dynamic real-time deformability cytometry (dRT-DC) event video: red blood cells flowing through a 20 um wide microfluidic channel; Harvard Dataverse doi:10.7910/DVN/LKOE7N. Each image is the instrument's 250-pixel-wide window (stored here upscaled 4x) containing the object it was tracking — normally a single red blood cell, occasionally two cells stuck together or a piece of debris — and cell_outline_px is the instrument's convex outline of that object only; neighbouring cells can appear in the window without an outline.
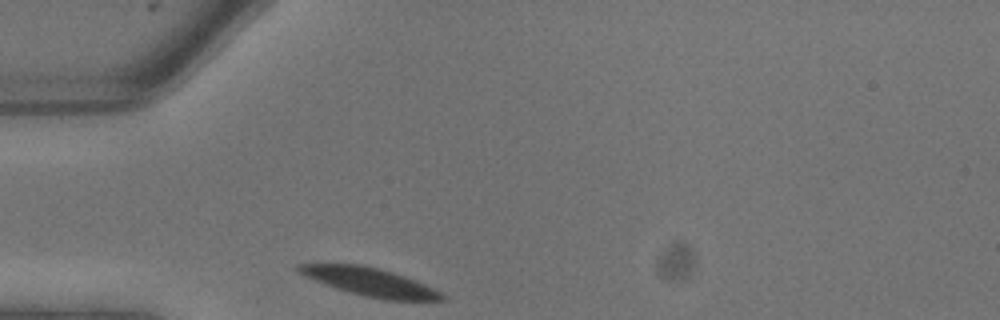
{"species": "common noctule bat (a hibernating species)", "species_latin": "Nyctalus noctula", "temperature_condition": "warm", "stored_images_in_passage": 3, "camera_frame_rate_fps": 3000, "um_per_image_px": 0.085, "animal": {"sex": "male", "body_mass_g": 13.3}, "frame": {"image": 1, "passage_image": 1, "time_ms": 0.0, "image_size_px": [1000, 320], "cell_outline_px": [[444, 300], [384, 300], [352, 292], [324, 284], [296, 272], [296, 264], [360, 264], [392, 272], [416, 280], [440, 292], [444, 296]], "centroid_in_image_um": [31.41, 23.95], "position_along_channel_um": 53.6, "area_um2": 23.0}}
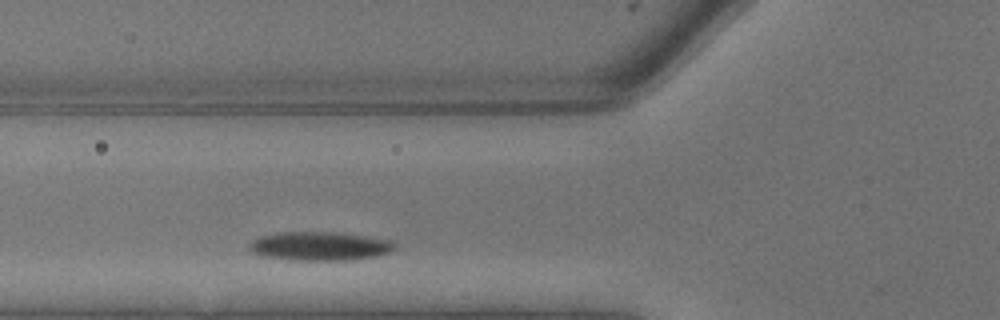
{"frame": {"image": 2, "passage_image": 3, "time_ms": 0.667, "image_size_px": [1000, 320], "cell_outline_px": [[396, 248], [388, 252], [376, 256], [352, 260], [292, 260], [268, 256], [252, 252], [248, 248], [248, 244], [252, 240], [260, 236], [276, 232], [332, 232], [364, 236], [388, 240], [396, 244]], "centroid_in_image_um": [27.15, 20.92], "position_along_channel_um": 98.7, "area_um2": 24.22}}